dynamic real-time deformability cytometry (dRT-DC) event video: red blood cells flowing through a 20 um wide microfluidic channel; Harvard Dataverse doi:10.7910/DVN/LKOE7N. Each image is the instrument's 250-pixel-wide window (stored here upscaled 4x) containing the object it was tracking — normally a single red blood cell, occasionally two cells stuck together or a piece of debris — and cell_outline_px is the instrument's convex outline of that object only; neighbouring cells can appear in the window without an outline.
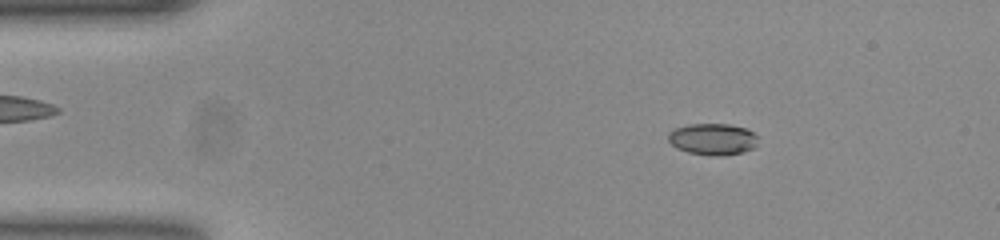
{"species": "common noctule bat (a hibernating species)", "species_latin": "Nyctalus noctula", "temperature_condition": "room temperature", "stored_images_in_passage": 53, "camera_frame_rate_fps": 3000, "um_per_image_px": 0.085, "animal": {"sex": "female", "body_mass_g": 23.0, "forearm_length_mm": 53.4}, "frame": {"image": 1, "passage_image": 8, "time_ms": 2.333, "image_size_px": [1000, 240], "cell_outline_px": [[756, 144], [752, 148], [744, 152], [720, 156], [712, 156], [688, 152], [676, 148], [668, 140], [668, 132], [676, 128], [688, 124], [728, 124], [748, 128], [756, 136]], "centroid_in_image_um": [60.56, 11.82], "position_along_channel_um": 24.4, "area_um2": 16.53}}
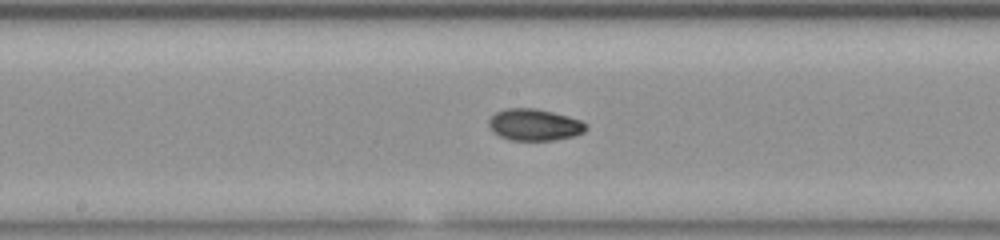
{"frame": {"image": 2, "passage_image": 27, "time_ms": 8.667, "image_size_px": [1000, 240], "cell_outline_px": [[588, 128], [584, 132], [572, 136], [552, 140], [512, 140], [500, 136], [492, 132], [488, 124], [488, 120], [496, 112], [504, 108], [536, 108], [568, 116], [580, 120], [588, 124]], "centroid_in_image_um": [45.42, 10.6], "position_along_channel_um": 202.8, "area_um2": 17.98}}
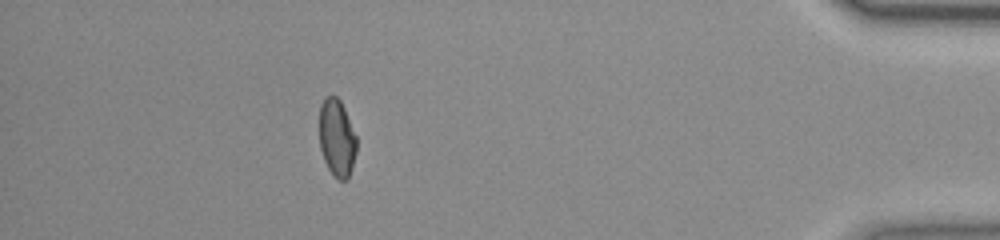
{"frame": {"image": 3, "passage_image": 47, "time_ms": 15.333, "image_size_px": [1000, 240], "cell_outline_px": [[356, 152], [348, 180], [336, 180], [332, 176], [324, 160], [320, 148], [320, 104], [324, 96], [336, 96], [340, 100], [344, 108], [356, 136]], "centroid_in_image_um": [28.62, 11.75], "position_along_channel_um": 406.6, "area_um2": 16.88}, "authors_computed_cell_mechanics": {"area_um2": 17.3978, "velocity_mm_per_s": 3.8847, "shape_relaxation_time_tau1_ms": 7.8029, "shape_relaxation_time_tau2_ms": 2.5161, "deformation_change_tau1": 0.1969, "deformation_change_tau2": 0.0494}}